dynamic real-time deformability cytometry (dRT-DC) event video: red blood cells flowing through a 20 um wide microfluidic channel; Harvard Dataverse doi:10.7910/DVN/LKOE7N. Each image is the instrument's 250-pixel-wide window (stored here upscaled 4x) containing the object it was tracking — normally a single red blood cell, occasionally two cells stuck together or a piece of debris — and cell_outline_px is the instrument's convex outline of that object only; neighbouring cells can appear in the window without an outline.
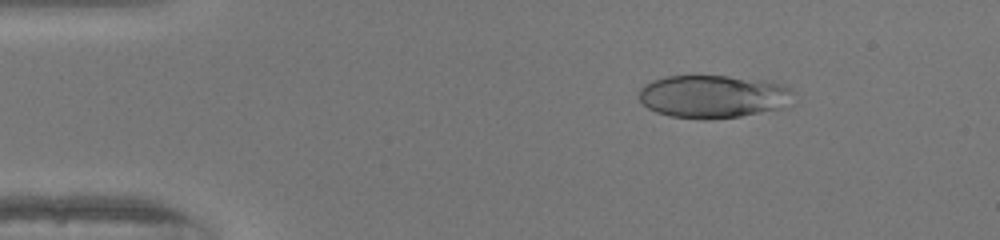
{"species": "human", "species_latin": "Homo sapiens", "temperature_condition": "warm", "stored_images_in_passage": 49, "camera_frame_rate_fps": 3000, "um_per_image_px": 0.085, "donor": {"sex": "female"}, "frame": {"image": 1, "passage_image": 7, "time_ms": 2.0, "image_size_px": [1000, 240], "cell_outline_px": [[796, 92], [792, 104], [784, 108], [740, 116], [708, 120], [704, 120], [668, 116], [656, 112], [648, 108], [636, 96], [636, 92], [644, 84], [652, 80], [668, 76], [728, 76], [768, 80], [784, 84], [792, 88]], "centroid_in_image_um": [60.67, 8.2], "position_along_channel_um": 24.3, "area_um2": 39.71}}
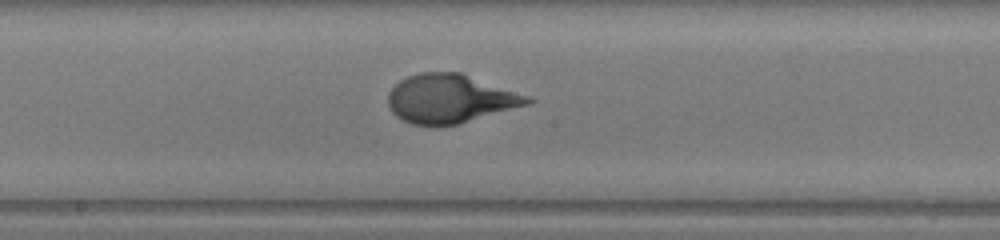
{"frame": {"image": 2, "passage_image": 26, "time_ms": 8.333, "image_size_px": [1000, 240], "cell_outline_px": [[536, 100], [528, 104], [456, 124], [436, 128], [432, 128], [412, 124], [396, 116], [388, 108], [388, 92], [400, 80], [408, 76], [420, 72], [460, 72], [532, 96]], "centroid_in_image_um": [38.25, 8.4], "position_along_channel_um": 209.9, "area_um2": 39.94}}
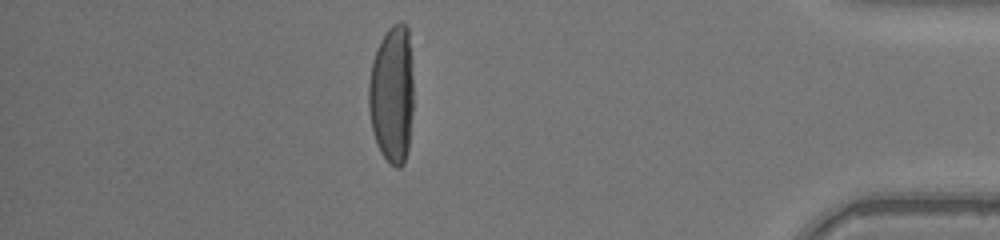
{"frame": {"image": 3, "passage_image": 43, "time_ms": 14.0, "image_size_px": [1000, 240], "cell_outline_px": [[412, 112], [408, 152], [404, 164], [400, 168], [396, 168], [380, 152], [376, 144], [372, 132], [368, 108], [368, 84], [372, 60], [376, 48], [380, 40], [388, 28], [392, 24], [400, 20], [408, 24], [412, 60]], "centroid_in_image_um": [33.31, 7.97], "position_along_channel_um": 401.9, "area_um2": 36.88}}